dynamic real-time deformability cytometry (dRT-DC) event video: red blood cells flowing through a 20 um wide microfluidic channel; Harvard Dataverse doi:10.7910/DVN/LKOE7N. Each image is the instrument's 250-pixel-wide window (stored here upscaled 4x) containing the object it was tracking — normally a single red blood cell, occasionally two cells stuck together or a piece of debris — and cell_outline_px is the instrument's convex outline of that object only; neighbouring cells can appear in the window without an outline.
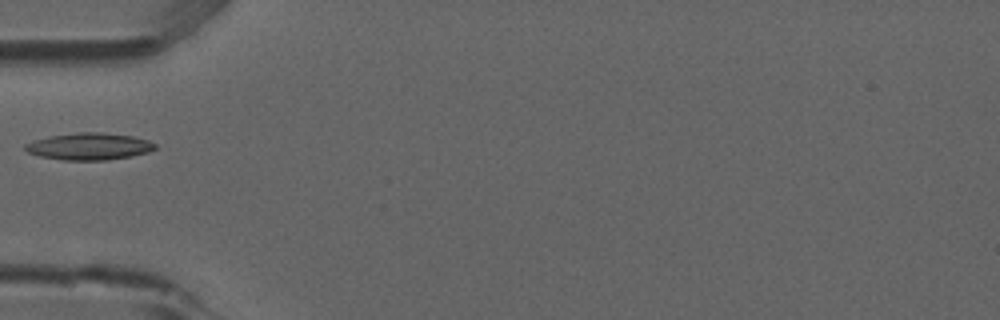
{"species": "common noctule bat (a hibernating species)", "species_latin": "Nyctalus noctula", "temperature_condition": "room temperature", "stored_images_in_passage": 6, "camera_frame_rate_fps": 3000, "um_per_image_px": 0.085, "animal": {"sex": "male", "forearm_length_mm": 52.5}, "frame": {"image": 1, "passage_image": 5, "time_ms": 1.333, "image_size_px": [1000, 320], "cell_outline_px": [[156, 148], [148, 152], [132, 156], [108, 160], [64, 160], [40, 156], [28, 152], [24, 148], [24, 144], [36, 140], [52, 136], [80, 132], [104, 132], [132, 136], [148, 140], [156, 144]], "centroid_in_image_um": [7.61, 12.45], "position_along_channel_um": 77.4, "area_um2": 20.29}}
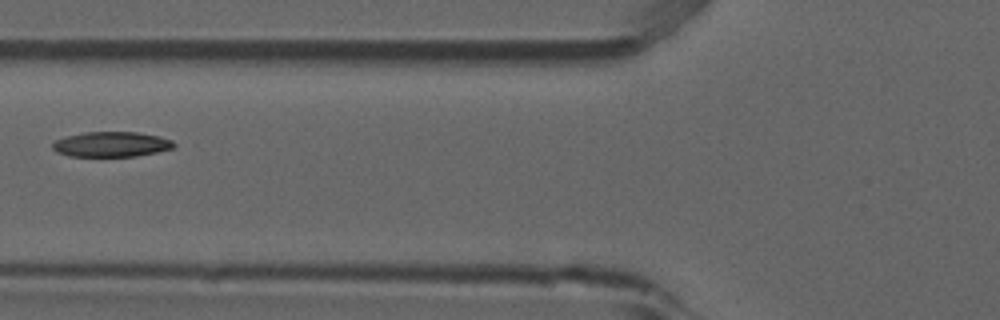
{"frame": {"image": 2, "passage_image": 6, "time_ms": 1.667, "image_size_px": [1000, 320], "cell_outline_px": [[176, 144], [172, 148], [156, 152], [136, 156], [68, 156], [56, 152], [52, 148], [52, 144], [56, 140], [68, 136], [84, 132], [136, 132], [160, 136], [172, 140]], "centroid_in_image_um": [9.46, 12.26], "position_along_channel_um": 116.3, "area_um2": 17.69}}